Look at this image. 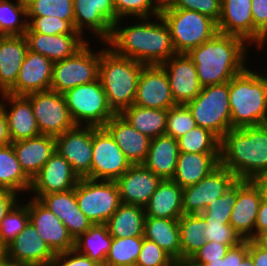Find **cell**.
<instances>
[{"label":"cell","instance_id":"1","mask_svg":"<svg viewBox=\"0 0 267 266\" xmlns=\"http://www.w3.org/2000/svg\"><path fill=\"white\" fill-rule=\"evenodd\" d=\"M152 19L154 21L151 18H137L139 23L129 26L127 24L124 27L121 25L124 18L119 19L112 26L110 38L101 42V46L107 44L117 55L145 65L163 64L177 53L165 20L161 15Z\"/></svg>","mask_w":267,"mask_h":266},{"label":"cell","instance_id":"2","mask_svg":"<svg viewBox=\"0 0 267 266\" xmlns=\"http://www.w3.org/2000/svg\"><path fill=\"white\" fill-rule=\"evenodd\" d=\"M248 46L242 37L218 32L191 49L187 55L195 64L201 87L223 84L240 74L248 65Z\"/></svg>","mask_w":267,"mask_h":266},{"label":"cell","instance_id":"3","mask_svg":"<svg viewBox=\"0 0 267 266\" xmlns=\"http://www.w3.org/2000/svg\"><path fill=\"white\" fill-rule=\"evenodd\" d=\"M220 164L237 180L256 181L267 172V124L230 129L220 139Z\"/></svg>","mask_w":267,"mask_h":266},{"label":"cell","instance_id":"4","mask_svg":"<svg viewBox=\"0 0 267 266\" xmlns=\"http://www.w3.org/2000/svg\"><path fill=\"white\" fill-rule=\"evenodd\" d=\"M246 67L229 81L231 129L267 124V72Z\"/></svg>","mask_w":267,"mask_h":266},{"label":"cell","instance_id":"5","mask_svg":"<svg viewBox=\"0 0 267 266\" xmlns=\"http://www.w3.org/2000/svg\"><path fill=\"white\" fill-rule=\"evenodd\" d=\"M101 48L99 79L109 107L115 114H120L134 103L139 76L145 64L119 56L108 46Z\"/></svg>","mask_w":267,"mask_h":266},{"label":"cell","instance_id":"6","mask_svg":"<svg viewBox=\"0 0 267 266\" xmlns=\"http://www.w3.org/2000/svg\"><path fill=\"white\" fill-rule=\"evenodd\" d=\"M160 15L169 27L177 54H187L218 33L217 22L197 11L162 8Z\"/></svg>","mask_w":267,"mask_h":266},{"label":"cell","instance_id":"7","mask_svg":"<svg viewBox=\"0 0 267 266\" xmlns=\"http://www.w3.org/2000/svg\"><path fill=\"white\" fill-rule=\"evenodd\" d=\"M186 105L197 126L210 130L219 139L231 129L229 82L202 87Z\"/></svg>","mask_w":267,"mask_h":266},{"label":"cell","instance_id":"8","mask_svg":"<svg viewBox=\"0 0 267 266\" xmlns=\"http://www.w3.org/2000/svg\"><path fill=\"white\" fill-rule=\"evenodd\" d=\"M63 95L76 125L103 127L115 115L108 105L100 79L76 86Z\"/></svg>","mask_w":267,"mask_h":266},{"label":"cell","instance_id":"9","mask_svg":"<svg viewBox=\"0 0 267 266\" xmlns=\"http://www.w3.org/2000/svg\"><path fill=\"white\" fill-rule=\"evenodd\" d=\"M90 46L88 41L73 56L54 62L50 90L64 94L99 79L100 50L96 52Z\"/></svg>","mask_w":267,"mask_h":266},{"label":"cell","instance_id":"10","mask_svg":"<svg viewBox=\"0 0 267 266\" xmlns=\"http://www.w3.org/2000/svg\"><path fill=\"white\" fill-rule=\"evenodd\" d=\"M75 194L79 209L92 224H106L121 204L115 181L80 178Z\"/></svg>","mask_w":267,"mask_h":266},{"label":"cell","instance_id":"11","mask_svg":"<svg viewBox=\"0 0 267 266\" xmlns=\"http://www.w3.org/2000/svg\"><path fill=\"white\" fill-rule=\"evenodd\" d=\"M25 96L31 101L40 134L56 137L76 126L63 94L47 90Z\"/></svg>","mask_w":267,"mask_h":266},{"label":"cell","instance_id":"12","mask_svg":"<svg viewBox=\"0 0 267 266\" xmlns=\"http://www.w3.org/2000/svg\"><path fill=\"white\" fill-rule=\"evenodd\" d=\"M131 166L104 127L92 126L91 179L116 181Z\"/></svg>","mask_w":267,"mask_h":266},{"label":"cell","instance_id":"13","mask_svg":"<svg viewBox=\"0 0 267 266\" xmlns=\"http://www.w3.org/2000/svg\"><path fill=\"white\" fill-rule=\"evenodd\" d=\"M73 10L74 27L82 36H87V29L100 42L110 38L116 23L114 0H73Z\"/></svg>","mask_w":267,"mask_h":266},{"label":"cell","instance_id":"14","mask_svg":"<svg viewBox=\"0 0 267 266\" xmlns=\"http://www.w3.org/2000/svg\"><path fill=\"white\" fill-rule=\"evenodd\" d=\"M236 181L235 175L220 164L197 184L183 188V213L201 214Z\"/></svg>","mask_w":267,"mask_h":266},{"label":"cell","instance_id":"15","mask_svg":"<svg viewBox=\"0 0 267 266\" xmlns=\"http://www.w3.org/2000/svg\"><path fill=\"white\" fill-rule=\"evenodd\" d=\"M55 150L69 162L79 178L91 179L92 126L76 125L56 136Z\"/></svg>","mask_w":267,"mask_h":266},{"label":"cell","instance_id":"16","mask_svg":"<svg viewBox=\"0 0 267 266\" xmlns=\"http://www.w3.org/2000/svg\"><path fill=\"white\" fill-rule=\"evenodd\" d=\"M263 195L262 187L256 181L237 180V199L230 225L244 240L255 238V222Z\"/></svg>","mask_w":267,"mask_h":266},{"label":"cell","instance_id":"17","mask_svg":"<svg viewBox=\"0 0 267 266\" xmlns=\"http://www.w3.org/2000/svg\"><path fill=\"white\" fill-rule=\"evenodd\" d=\"M133 104L152 109H169L176 105L168 75L161 65L143 67Z\"/></svg>","mask_w":267,"mask_h":266},{"label":"cell","instance_id":"18","mask_svg":"<svg viewBox=\"0 0 267 266\" xmlns=\"http://www.w3.org/2000/svg\"><path fill=\"white\" fill-rule=\"evenodd\" d=\"M79 180L69 162L55 151L31 180L29 193L39 199L42 195L71 190Z\"/></svg>","mask_w":267,"mask_h":266},{"label":"cell","instance_id":"19","mask_svg":"<svg viewBox=\"0 0 267 266\" xmlns=\"http://www.w3.org/2000/svg\"><path fill=\"white\" fill-rule=\"evenodd\" d=\"M28 212L30 223L55 254L75 248V240L63 222L38 199L32 197L29 200Z\"/></svg>","mask_w":267,"mask_h":266},{"label":"cell","instance_id":"20","mask_svg":"<svg viewBox=\"0 0 267 266\" xmlns=\"http://www.w3.org/2000/svg\"><path fill=\"white\" fill-rule=\"evenodd\" d=\"M5 256L26 266H52L56 254L29 222L24 230L5 247Z\"/></svg>","mask_w":267,"mask_h":266},{"label":"cell","instance_id":"21","mask_svg":"<svg viewBox=\"0 0 267 266\" xmlns=\"http://www.w3.org/2000/svg\"><path fill=\"white\" fill-rule=\"evenodd\" d=\"M166 71L175 104H187L201 91L195 64L187 54H175L161 64Z\"/></svg>","mask_w":267,"mask_h":266},{"label":"cell","instance_id":"22","mask_svg":"<svg viewBox=\"0 0 267 266\" xmlns=\"http://www.w3.org/2000/svg\"><path fill=\"white\" fill-rule=\"evenodd\" d=\"M162 179L143 164L131 165L115 182L121 203L145 207Z\"/></svg>","mask_w":267,"mask_h":266},{"label":"cell","instance_id":"23","mask_svg":"<svg viewBox=\"0 0 267 266\" xmlns=\"http://www.w3.org/2000/svg\"><path fill=\"white\" fill-rule=\"evenodd\" d=\"M53 62L44 55L27 50L15 86L8 92L27 95L50 90Z\"/></svg>","mask_w":267,"mask_h":266},{"label":"cell","instance_id":"24","mask_svg":"<svg viewBox=\"0 0 267 266\" xmlns=\"http://www.w3.org/2000/svg\"><path fill=\"white\" fill-rule=\"evenodd\" d=\"M38 200L63 222L74 240L93 225L78 207L75 188L42 195Z\"/></svg>","mask_w":267,"mask_h":266},{"label":"cell","instance_id":"25","mask_svg":"<svg viewBox=\"0 0 267 266\" xmlns=\"http://www.w3.org/2000/svg\"><path fill=\"white\" fill-rule=\"evenodd\" d=\"M0 96L2 98L0 103L3 105L7 117V124L12 142L40 135L33 114L31 101L25 95L4 93ZM3 100H5V102ZM7 104L9 106H7Z\"/></svg>","mask_w":267,"mask_h":266},{"label":"cell","instance_id":"26","mask_svg":"<svg viewBox=\"0 0 267 266\" xmlns=\"http://www.w3.org/2000/svg\"><path fill=\"white\" fill-rule=\"evenodd\" d=\"M24 36L28 50L44 55L53 63L73 56L89 41L81 34L47 35L25 32Z\"/></svg>","mask_w":267,"mask_h":266},{"label":"cell","instance_id":"27","mask_svg":"<svg viewBox=\"0 0 267 266\" xmlns=\"http://www.w3.org/2000/svg\"><path fill=\"white\" fill-rule=\"evenodd\" d=\"M131 165L143 164L151 139L137 131L120 114H115L104 126Z\"/></svg>","mask_w":267,"mask_h":266},{"label":"cell","instance_id":"28","mask_svg":"<svg viewBox=\"0 0 267 266\" xmlns=\"http://www.w3.org/2000/svg\"><path fill=\"white\" fill-rule=\"evenodd\" d=\"M251 3L252 0H222L218 32L242 37L249 45H254Z\"/></svg>","mask_w":267,"mask_h":266},{"label":"cell","instance_id":"29","mask_svg":"<svg viewBox=\"0 0 267 266\" xmlns=\"http://www.w3.org/2000/svg\"><path fill=\"white\" fill-rule=\"evenodd\" d=\"M11 144L22 170L31 180L56 151L55 137L43 134Z\"/></svg>","mask_w":267,"mask_h":266},{"label":"cell","instance_id":"30","mask_svg":"<svg viewBox=\"0 0 267 266\" xmlns=\"http://www.w3.org/2000/svg\"><path fill=\"white\" fill-rule=\"evenodd\" d=\"M28 44L25 36H0V94L16 84Z\"/></svg>","mask_w":267,"mask_h":266},{"label":"cell","instance_id":"31","mask_svg":"<svg viewBox=\"0 0 267 266\" xmlns=\"http://www.w3.org/2000/svg\"><path fill=\"white\" fill-rule=\"evenodd\" d=\"M220 165V153L180 152L172 178L180 187L192 186Z\"/></svg>","mask_w":267,"mask_h":266},{"label":"cell","instance_id":"32","mask_svg":"<svg viewBox=\"0 0 267 266\" xmlns=\"http://www.w3.org/2000/svg\"><path fill=\"white\" fill-rule=\"evenodd\" d=\"M183 188L172 179L162 180L144 207L146 217L179 220L182 209Z\"/></svg>","mask_w":267,"mask_h":266},{"label":"cell","instance_id":"33","mask_svg":"<svg viewBox=\"0 0 267 266\" xmlns=\"http://www.w3.org/2000/svg\"><path fill=\"white\" fill-rule=\"evenodd\" d=\"M179 153L177 140L168 135H161L151 139L143 165L162 180L172 179L176 171Z\"/></svg>","mask_w":267,"mask_h":266},{"label":"cell","instance_id":"34","mask_svg":"<svg viewBox=\"0 0 267 266\" xmlns=\"http://www.w3.org/2000/svg\"><path fill=\"white\" fill-rule=\"evenodd\" d=\"M144 238L154 241L175 261H181L178 220L145 217Z\"/></svg>","mask_w":267,"mask_h":266},{"label":"cell","instance_id":"35","mask_svg":"<svg viewBox=\"0 0 267 266\" xmlns=\"http://www.w3.org/2000/svg\"><path fill=\"white\" fill-rule=\"evenodd\" d=\"M144 207L121 203L106 226L113 238L144 237Z\"/></svg>","mask_w":267,"mask_h":266},{"label":"cell","instance_id":"36","mask_svg":"<svg viewBox=\"0 0 267 266\" xmlns=\"http://www.w3.org/2000/svg\"><path fill=\"white\" fill-rule=\"evenodd\" d=\"M120 115L134 129L150 139L165 135L168 109H152L132 104L124 109Z\"/></svg>","mask_w":267,"mask_h":266},{"label":"cell","instance_id":"37","mask_svg":"<svg viewBox=\"0 0 267 266\" xmlns=\"http://www.w3.org/2000/svg\"><path fill=\"white\" fill-rule=\"evenodd\" d=\"M30 187L31 179L22 170L12 144L0 146V188L22 194L29 193Z\"/></svg>","mask_w":267,"mask_h":266},{"label":"cell","instance_id":"38","mask_svg":"<svg viewBox=\"0 0 267 266\" xmlns=\"http://www.w3.org/2000/svg\"><path fill=\"white\" fill-rule=\"evenodd\" d=\"M112 240L106 224H93L75 240L74 249L104 266Z\"/></svg>","mask_w":267,"mask_h":266},{"label":"cell","instance_id":"39","mask_svg":"<svg viewBox=\"0 0 267 266\" xmlns=\"http://www.w3.org/2000/svg\"><path fill=\"white\" fill-rule=\"evenodd\" d=\"M181 243V261H188L207 242L208 224L200 214H183L178 220Z\"/></svg>","mask_w":267,"mask_h":266},{"label":"cell","instance_id":"40","mask_svg":"<svg viewBox=\"0 0 267 266\" xmlns=\"http://www.w3.org/2000/svg\"><path fill=\"white\" fill-rule=\"evenodd\" d=\"M27 22L25 0H0V36H23Z\"/></svg>","mask_w":267,"mask_h":266},{"label":"cell","instance_id":"41","mask_svg":"<svg viewBox=\"0 0 267 266\" xmlns=\"http://www.w3.org/2000/svg\"><path fill=\"white\" fill-rule=\"evenodd\" d=\"M179 151L188 153H220V139L200 126L177 139Z\"/></svg>","mask_w":267,"mask_h":266},{"label":"cell","instance_id":"42","mask_svg":"<svg viewBox=\"0 0 267 266\" xmlns=\"http://www.w3.org/2000/svg\"><path fill=\"white\" fill-rule=\"evenodd\" d=\"M144 237L113 238L104 266L136 264Z\"/></svg>","mask_w":267,"mask_h":266},{"label":"cell","instance_id":"43","mask_svg":"<svg viewBox=\"0 0 267 266\" xmlns=\"http://www.w3.org/2000/svg\"><path fill=\"white\" fill-rule=\"evenodd\" d=\"M30 222L28 201L24 204L18 201L5 215L0 224V244L5 248Z\"/></svg>","mask_w":267,"mask_h":266},{"label":"cell","instance_id":"44","mask_svg":"<svg viewBox=\"0 0 267 266\" xmlns=\"http://www.w3.org/2000/svg\"><path fill=\"white\" fill-rule=\"evenodd\" d=\"M27 16H52L74 26L73 0H25Z\"/></svg>","mask_w":267,"mask_h":266},{"label":"cell","instance_id":"45","mask_svg":"<svg viewBox=\"0 0 267 266\" xmlns=\"http://www.w3.org/2000/svg\"><path fill=\"white\" fill-rule=\"evenodd\" d=\"M237 199V181L227 191L206 206L200 215L206 222L230 225V216Z\"/></svg>","mask_w":267,"mask_h":266},{"label":"cell","instance_id":"46","mask_svg":"<svg viewBox=\"0 0 267 266\" xmlns=\"http://www.w3.org/2000/svg\"><path fill=\"white\" fill-rule=\"evenodd\" d=\"M162 0H114L116 22L119 19L152 18L160 15Z\"/></svg>","mask_w":267,"mask_h":266},{"label":"cell","instance_id":"47","mask_svg":"<svg viewBox=\"0 0 267 266\" xmlns=\"http://www.w3.org/2000/svg\"><path fill=\"white\" fill-rule=\"evenodd\" d=\"M196 126V121L187 105L176 104L168 109L165 135L177 140Z\"/></svg>","mask_w":267,"mask_h":266},{"label":"cell","instance_id":"48","mask_svg":"<svg viewBox=\"0 0 267 266\" xmlns=\"http://www.w3.org/2000/svg\"><path fill=\"white\" fill-rule=\"evenodd\" d=\"M27 30L47 35L80 34L75 27L66 20L52 16H27Z\"/></svg>","mask_w":267,"mask_h":266},{"label":"cell","instance_id":"49","mask_svg":"<svg viewBox=\"0 0 267 266\" xmlns=\"http://www.w3.org/2000/svg\"><path fill=\"white\" fill-rule=\"evenodd\" d=\"M222 0H166L162 8H178L197 11L218 22L221 15Z\"/></svg>","mask_w":267,"mask_h":266},{"label":"cell","instance_id":"50","mask_svg":"<svg viewBox=\"0 0 267 266\" xmlns=\"http://www.w3.org/2000/svg\"><path fill=\"white\" fill-rule=\"evenodd\" d=\"M176 261L154 241L144 238L137 266H172Z\"/></svg>","mask_w":267,"mask_h":266},{"label":"cell","instance_id":"51","mask_svg":"<svg viewBox=\"0 0 267 266\" xmlns=\"http://www.w3.org/2000/svg\"><path fill=\"white\" fill-rule=\"evenodd\" d=\"M252 17L254 24V46L262 49L267 42V0H252Z\"/></svg>","mask_w":267,"mask_h":266},{"label":"cell","instance_id":"52","mask_svg":"<svg viewBox=\"0 0 267 266\" xmlns=\"http://www.w3.org/2000/svg\"><path fill=\"white\" fill-rule=\"evenodd\" d=\"M206 223L208 224L205 231L207 242L213 241L219 244L228 245L231 248L244 241L231 225H221V223L216 222Z\"/></svg>","mask_w":267,"mask_h":266},{"label":"cell","instance_id":"53","mask_svg":"<svg viewBox=\"0 0 267 266\" xmlns=\"http://www.w3.org/2000/svg\"><path fill=\"white\" fill-rule=\"evenodd\" d=\"M229 249L230 247L225 244H219L213 241L206 242L200 250L188 260V262L192 266H202L210 261H216L223 258Z\"/></svg>","mask_w":267,"mask_h":266},{"label":"cell","instance_id":"54","mask_svg":"<svg viewBox=\"0 0 267 266\" xmlns=\"http://www.w3.org/2000/svg\"><path fill=\"white\" fill-rule=\"evenodd\" d=\"M52 266H102L76 249L56 254Z\"/></svg>","mask_w":267,"mask_h":266},{"label":"cell","instance_id":"55","mask_svg":"<svg viewBox=\"0 0 267 266\" xmlns=\"http://www.w3.org/2000/svg\"><path fill=\"white\" fill-rule=\"evenodd\" d=\"M248 255V240L231 247L226 253V266H238Z\"/></svg>","mask_w":267,"mask_h":266},{"label":"cell","instance_id":"56","mask_svg":"<svg viewBox=\"0 0 267 266\" xmlns=\"http://www.w3.org/2000/svg\"><path fill=\"white\" fill-rule=\"evenodd\" d=\"M13 191L0 188V224L5 215L12 209V207L18 202V198H21ZM18 196V197H17Z\"/></svg>","mask_w":267,"mask_h":266},{"label":"cell","instance_id":"57","mask_svg":"<svg viewBox=\"0 0 267 266\" xmlns=\"http://www.w3.org/2000/svg\"><path fill=\"white\" fill-rule=\"evenodd\" d=\"M248 255L254 266H267V251L260 248L253 240H248Z\"/></svg>","mask_w":267,"mask_h":266},{"label":"cell","instance_id":"58","mask_svg":"<svg viewBox=\"0 0 267 266\" xmlns=\"http://www.w3.org/2000/svg\"><path fill=\"white\" fill-rule=\"evenodd\" d=\"M267 230V197L262 196L255 222V237Z\"/></svg>","mask_w":267,"mask_h":266},{"label":"cell","instance_id":"59","mask_svg":"<svg viewBox=\"0 0 267 266\" xmlns=\"http://www.w3.org/2000/svg\"><path fill=\"white\" fill-rule=\"evenodd\" d=\"M11 143L12 140L9 134L7 117L3 105L0 103V146H5Z\"/></svg>","mask_w":267,"mask_h":266},{"label":"cell","instance_id":"60","mask_svg":"<svg viewBox=\"0 0 267 266\" xmlns=\"http://www.w3.org/2000/svg\"><path fill=\"white\" fill-rule=\"evenodd\" d=\"M253 241L262 249L267 251V230L259 233Z\"/></svg>","mask_w":267,"mask_h":266},{"label":"cell","instance_id":"61","mask_svg":"<svg viewBox=\"0 0 267 266\" xmlns=\"http://www.w3.org/2000/svg\"><path fill=\"white\" fill-rule=\"evenodd\" d=\"M256 182L262 187L264 196L267 197V172L263 173Z\"/></svg>","mask_w":267,"mask_h":266},{"label":"cell","instance_id":"62","mask_svg":"<svg viewBox=\"0 0 267 266\" xmlns=\"http://www.w3.org/2000/svg\"><path fill=\"white\" fill-rule=\"evenodd\" d=\"M0 266H26L8 259L5 255L0 259Z\"/></svg>","mask_w":267,"mask_h":266},{"label":"cell","instance_id":"63","mask_svg":"<svg viewBox=\"0 0 267 266\" xmlns=\"http://www.w3.org/2000/svg\"><path fill=\"white\" fill-rule=\"evenodd\" d=\"M202 266H226V255L223 258H220L216 261H210L207 264H204Z\"/></svg>","mask_w":267,"mask_h":266},{"label":"cell","instance_id":"64","mask_svg":"<svg viewBox=\"0 0 267 266\" xmlns=\"http://www.w3.org/2000/svg\"><path fill=\"white\" fill-rule=\"evenodd\" d=\"M238 266H254L251 258L247 255Z\"/></svg>","mask_w":267,"mask_h":266},{"label":"cell","instance_id":"65","mask_svg":"<svg viewBox=\"0 0 267 266\" xmlns=\"http://www.w3.org/2000/svg\"><path fill=\"white\" fill-rule=\"evenodd\" d=\"M172 266H192L188 261H176Z\"/></svg>","mask_w":267,"mask_h":266},{"label":"cell","instance_id":"66","mask_svg":"<svg viewBox=\"0 0 267 266\" xmlns=\"http://www.w3.org/2000/svg\"><path fill=\"white\" fill-rule=\"evenodd\" d=\"M5 255V248L0 244V259Z\"/></svg>","mask_w":267,"mask_h":266},{"label":"cell","instance_id":"67","mask_svg":"<svg viewBox=\"0 0 267 266\" xmlns=\"http://www.w3.org/2000/svg\"><path fill=\"white\" fill-rule=\"evenodd\" d=\"M123 266H137L136 264H131V265H123Z\"/></svg>","mask_w":267,"mask_h":266}]
</instances>
